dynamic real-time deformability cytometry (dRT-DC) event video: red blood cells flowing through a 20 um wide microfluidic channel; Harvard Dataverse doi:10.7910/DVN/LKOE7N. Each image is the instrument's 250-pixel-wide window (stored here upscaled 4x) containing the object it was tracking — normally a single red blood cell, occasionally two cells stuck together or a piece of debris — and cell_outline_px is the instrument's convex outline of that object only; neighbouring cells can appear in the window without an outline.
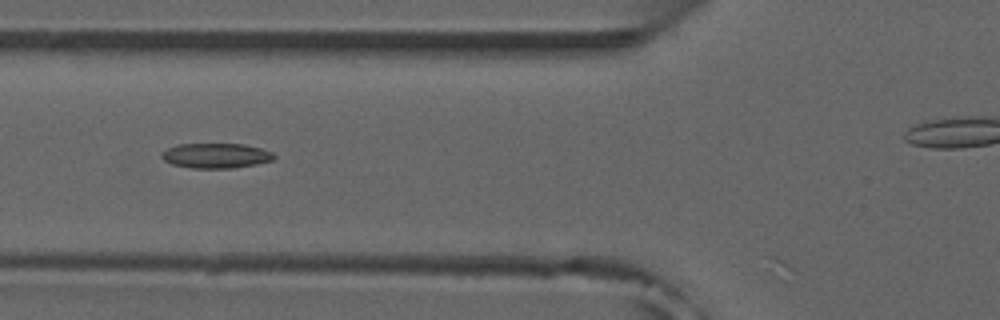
{"species": "common noctule bat (a hibernating species)", "species_latin": "Nyctalus noctula", "temperature_condition": "room temperature", "stored_images_in_passage": 46, "camera_frame_rate_fps": 3000, "um_per_image_px": 0.085, "animal": {"sex": "male", "forearm_length_mm": 52.5}, "frame": {"image": 1, "passage_image": 20, "time_ms": 6.333, "image_size_px": [1000, 320], "cell_outline_px": [[276, 156], [272, 160], [256, 164], [236, 168], [192, 168], [172, 164], [164, 160], [160, 156], [160, 152], [176, 144], [244, 144], [260, 148], [272, 152]], "centroid_in_image_um": [18.33, 13.23], "position_along_channel_um": 107.5, "area_um2": 16.42}, "authors_computed_cell_mechanics": {"area_um2": 16.3574, "velocity_mm_per_s": 3.957, "shape_relaxation_time_tau1_ms": null, "shape_relaxation_time_tau2_ms": 10.6005, "deformation_change_tau1": null, "deformation_change_tau2": 0.1795}}